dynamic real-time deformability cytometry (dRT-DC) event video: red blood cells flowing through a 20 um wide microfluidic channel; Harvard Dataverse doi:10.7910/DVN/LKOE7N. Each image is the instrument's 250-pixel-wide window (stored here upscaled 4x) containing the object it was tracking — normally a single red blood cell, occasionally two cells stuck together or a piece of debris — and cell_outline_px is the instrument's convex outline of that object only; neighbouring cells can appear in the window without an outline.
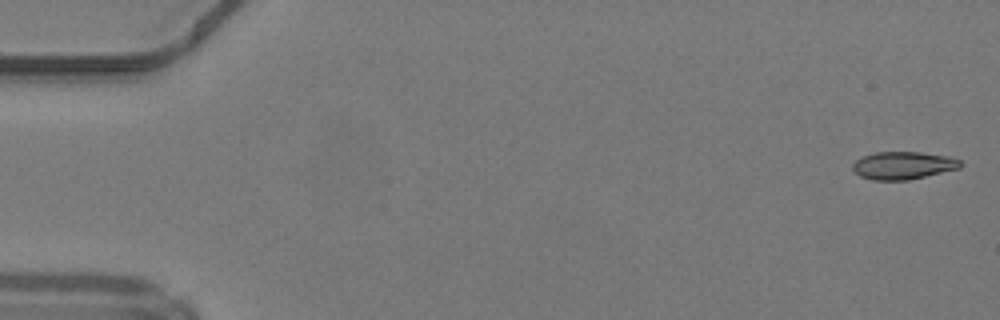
{"species": "common noctule bat (a hibernating species)", "species_latin": "Nyctalus noctula", "temperature_condition": "warm", "stored_images_in_passage": 49, "camera_frame_rate_fps": 3000, "um_per_image_px": 0.085, "animal": {"sex": "male", "body_mass_g": 19.2, "forearm_length_mm": 51.8}, "frame": {"image": 1, "passage_image": 1, "time_ms": 0.0, "image_size_px": [1000, 320], "cell_outline_px": [[964, 164], [960, 168], [908, 180], [872, 180], [860, 176], [852, 168], [852, 164], [860, 156], [876, 152], [920, 152], [948, 156], [960, 160]], "centroid_in_image_um": [76.76, 14.06], "position_along_channel_um": 8.2, "area_um2": 17.46}}
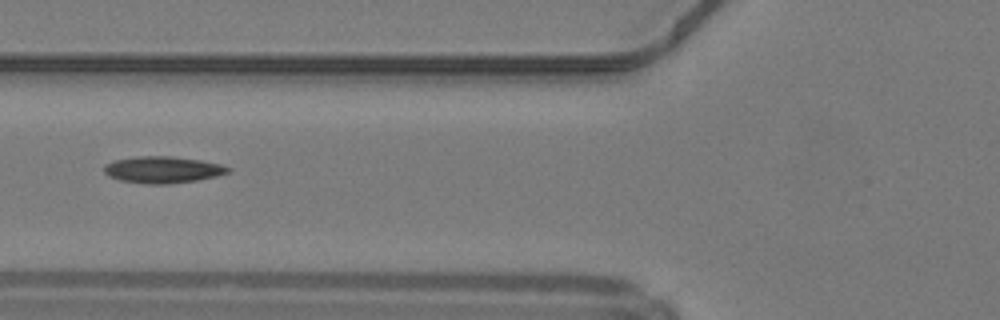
{"frame": {"image": 2, "passage_image": 19, "time_ms": 6.0, "image_size_px": [1000, 320], "cell_outline_px": [[232, 172], [216, 176], [196, 180], [168, 184], [148, 184], [120, 180], [108, 176], [104, 172], [104, 164], [116, 160], [136, 156], [172, 156], [200, 160], [220, 164], [232, 168]], "centroid_in_image_um": [13.85, 14.42], "position_along_channel_um": 112.0, "area_um2": 19.31}}
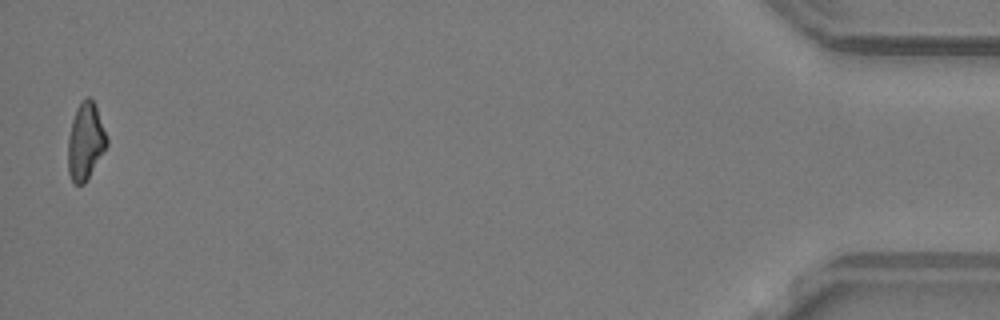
{"frame": {"image": 3, "passage_image": 48, "time_ms": 15.667, "image_size_px": [1000, 320], "cell_outline_px": [[108, 144], [84, 184], [72, 184], [68, 172], [68, 136], [72, 120], [76, 108], [80, 100], [84, 96], [88, 96], [96, 104], [108, 140]], "centroid_in_image_um": [7.25, 11.98], "position_along_channel_um": 427.9, "area_um2": 17.57}, "authors_computed_cell_mechanics": {"area_um2": 18.0336, "velocity_mm_per_s": 4.2396, "shape_relaxation_time_tau1_ms": 6.3394, "shape_relaxation_time_tau2_ms": null, "deformation_change_tau1": 0.1796, "deformation_change_tau2": null}}